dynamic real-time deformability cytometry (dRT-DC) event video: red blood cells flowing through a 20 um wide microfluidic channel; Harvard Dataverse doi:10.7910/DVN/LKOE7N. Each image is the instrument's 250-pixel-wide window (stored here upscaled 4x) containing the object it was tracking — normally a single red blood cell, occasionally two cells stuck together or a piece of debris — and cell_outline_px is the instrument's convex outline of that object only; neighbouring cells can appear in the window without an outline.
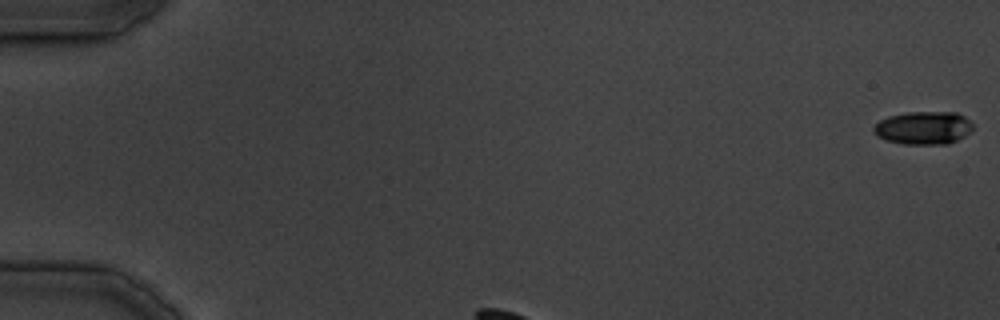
{"species": "common noctule bat (a hibernating species)", "species_latin": "Nyctalus noctula", "temperature_condition": "cold", "stored_images_in_passage": 27, "camera_frame_rate_fps": 3000, "um_per_image_px": 0.085, "animal": {"sex": "male", "body_mass_g": 19.5, "forearm_length_mm": 54.6}, "frame": {"image": 1, "passage_image": 1, "time_ms": 0.0, "image_size_px": [1000, 320], "cell_outline_px": [[972, 128], [964, 136], [948, 144], [904, 144], [888, 140], [876, 136], [872, 132], [872, 128], [880, 120], [888, 116], [908, 112], [956, 112], [964, 116], [972, 124]], "centroid_in_image_um": [78.46, 10.86], "position_along_channel_um": 6.5, "area_um2": 19.02}}
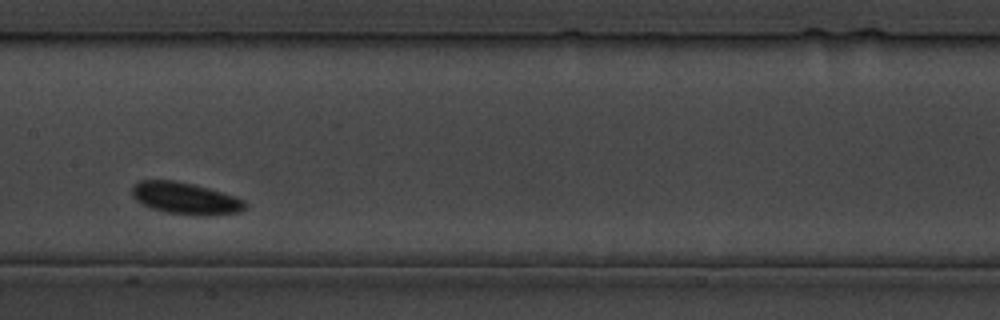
{"frame": {"image": 2, "passage_image": 12, "time_ms": 14.667, "image_size_px": [1000, 320], "cell_outline_px": [[244, 208], [236, 212], [204, 216], [164, 212], [152, 208], [136, 200], [132, 196], [132, 188], [140, 180], [176, 180], [192, 184], [220, 192], [244, 200]], "centroid_in_image_um": [15.7, 16.85], "position_along_channel_um": 191.7, "area_um2": 20.46}}
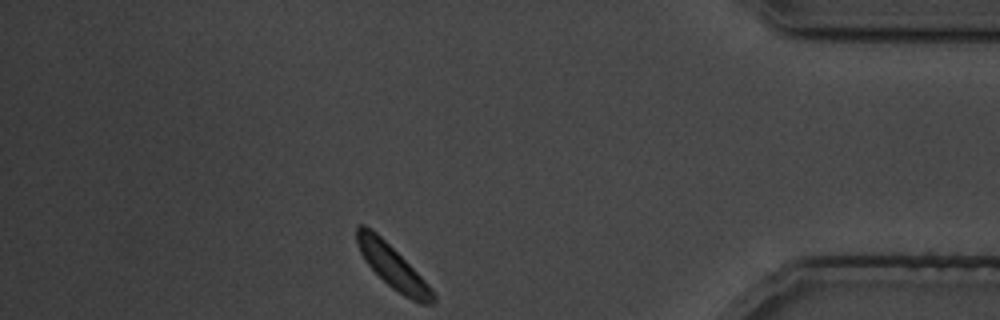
{"frame": {"image": 3, "passage_image": 27, "time_ms": 32.667, "image_size_px": [1000, 320], "cell_outline_px": [[436, 300], [432, 304], [420, 304], [404, 296], [392, 288], [364, 260], [356, 244], [356, 228], [360, 224], [364, 224], [376, 232], [428, 284], [436, 296]], "centroid_in_image_um": [33.35, 22.68], "position_along_channel_um": 401.8, "area_um2": 18.61}}